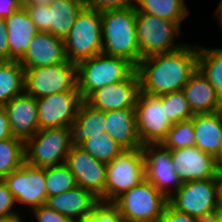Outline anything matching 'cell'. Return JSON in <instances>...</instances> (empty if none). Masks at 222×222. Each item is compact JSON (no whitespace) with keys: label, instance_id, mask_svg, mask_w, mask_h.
Listing matches in <instances>:
<instances>
[{"label":"cell","instance_id":"6da1fadb","mask_svg":"<svg viewBox=\"0 0 222 222\" xmlns=\"http://www.w3.org/2000/svg\"><path fill=\"white\" fill-rule=\"evenodd\" d=\"M198 68V44L186 43L177 50L142 58L136 67L140 91L162 95L183 90Z\"/></svg>","mask_w":222,"mask_h":222},{"label":"cell","instance_id":"7a4b0ae2","mask_svg":"<svg viewBox=\"0 0 222 222\" xmlns=\"http://www.w3.org/2000/svg\"><path fill=\"white\" fill-rule=\"evenodd\" d=\"M136 14L135 6L101 13L102 53L124 58L135 67L142 59L136 34Z\"/></svg>","mask_w":222,"mask_h":222},{"label":"cell","instance_id":"3957f363","mask_svg":"<svg viewBox=\"0 0 222 222\" xmlns=\"http://www.w3.org/2000/svg\"><path fill=\"white\" fill-rule=\"evenodd\" d=\"M135 71L128 60L101 53L77 64L78 90L86 100L98 89L126 80Z\"/></svg>","mask_w":222,"mask_h":222},{"label":"cell","instance_id":"277c9868","mask_svg":"<svg viewBox=\"0 0 222 222\" xmlns=\"http://www.w3.org/2000/svg\"><path fill=\"white\" fill-rule=\"evenodd\" d=\"M101 13L85 6L78 14L68 36L64 39L65 54L69 62L78 64L102 53Z\"/></svg>","mask_w":222,"mask_h":222},{"label":"cell","instance_id":"5b68a950","mask_svg":"<svg viewBox=\"0 0 222 222\" xmlns=\"http://www.w3.org/2000/svg\"><path fill=\"white\" fill-rule=\"evenodd\" d=\"M137 11L136 34L141 58L171 52L184 44L177 41L181 37V24Z\"/></svg>","mask_w":222,"mask_h":222},{"label":"cell","instance_id":"8992f818","mask_svg":"<svg viewBox=\"0 0 222 222\" xmlns=\"http://www.w3.org/2000/svg\"><path fill=\"white\" fill-rule=\"evenodd\" d=\"M112 204L124 222H159L168 198L145 178Z\"/></svg>","mask_w":222,"mask_h":222},{"label":"cell","instance_id":"52a82bcc","mask_svg":"<svg viewBox=\"0 0 222 222\" xmlns=\"http://www.w3.org/2000/svg\"><path fill=\"white\" fill-rule=\"evenodd\" d=\"M70 148V127L39 129L25 142V162L41 168L64 164Z\"/></svg>","mask_w":222,"mask_h":222},{"label":"cell","instance_id":"ba28073f","mask_svg":"<svg viewBox=\"0 0 222 222\" xmlns=\"http://www.w3.org/2000/svg\"><path fill=\"white\" fill-rule=\"evenodd\" d=\"M145 179L142 148L124 150L106 168L104 203H113L119 196Z\"/></svg>","mask_w":222,"mask_h":222},{"label":"cell","instance_id":"9c48e42d","mask_svg":"<svg viewBox=\"0 0 222 222\" xmlns=\"http://www.w3.org/2000/svg\"><path fill=\"white\" fill-rule=\"evenodd\" d=\"M78 90L77 64L69 62L25 69V93L42 98L54 93Z\"/></svg>","mask_w":222,"mask_h":222},{"label":"cell","instance_id":"30bf717a","mask_svg":"<svg viewBox=\"0 0 222 222\" xmlns=\"http://www.w3.org/2000/svg\"><path fill=\"white\" fill-rule=\"evenodd\" d=\"M180 212L202 219L219 213L216 178L183 182L168 199Z\"/></svg>","mask_w":222,"mask_h":222},{"label":"cell","instance_id":"8fae6325","mask_svg":"<svg viewBox=\"0 0 222 222\" xmlns=\"http://www.w3.org/2000/svg\"><path fill=\"white\" fill-rule=\"evenodd\" d=\"M87 5L86 0H54L49 6H22L29 13L38 32H50L65 39L78 14Z\"/></svg>","mask_w":222,"mask_h":222},{"label":"cell","instance_id":"7c38bea8","mask_svg":"<svg viewBox=\"0 0 222 222\" xmlns=\"http://www.w3.org/2000/svg\"><path fill=\"white\" fill-rule=\"evenodd\" d=\"M135 113L137 130L142 146L146 144H161L173 125L166 118L161 95H152L139 91L135 104Z\"/></svg>","mask_w":222,"mask_h":222},{"label":"cell","instance_id":"4fadbf2b","mask_svg":"<svg viewBox=\"0 0 222 222\" xmlns=\"http://www.w3.org/2000/svg\"><path fill=\"white\" fill-rule=\"evenodd\" d=\"M19 206L31 211L47 201L45 168L34 167L26 162L3 178Z\"/></svg>","mask_w":222,"mask_h":222},{"label":"cell","instance_id":"5bb4252c","mask_svg":"<svg viewBox=\"0 0 222 222\" xmlns=\"http://www.w3.org/2000/svg\"><path fill=\"white\" fill-rule=\"evenodd\" d=\"M82 101L79 90L58 92L37 98L40 129L70 127L76 120Z\"/></svg>","mask_w":222,"mask_h":222},{"label":"cell","instance_id":"9a60e30c","mask_svg":"<svg viewBox=\"0 0 222 222\" xmlns=\"http://www.w3.org/2000/svg\"><path fill=\"white\" fill-rule=\"evenodd\" d=\"M65 164L74 175L77 186L104 202L106 163L96 160L80 146H71Z\"/></svg>","mask_w":222,"mask_h":222},{"label":"cell","instance_id":"2e32d148","mask_svg":"<svg viewBox=\"0 0 222 222\" xmlns=\"http://www.w3.org/2000/svg\"><path fill=\"white\" fill-rule=\"evenodd\" d=\"M142 149L145 159V178L169 199L182 186L181 180L175 173L170 150L161 144H146Z\"/></svg>","mask_w":222,"mask_h":222},{"label":"cell","instance_id":"e0dca14e","mask_svg":"<svg viewBox=\"0 0 222 222\" xmlns=\"http://www.w3.org/2000/svg\"><path fill=\"white\" fill-rule=\"evenodd\" d=\"M140 91V79L135 71L128 79L106 85L93 92L85 101L104 112L110 110L135 109Z\"/></svg>","mask_w":222,"mask_h":222},{"label":"cell","instance_id":"ac0fdd59","mask_svg":"<svg viewBox=\"0 0 222 222\" xmlns=\"http://www.w3.org/2000/svg\"><path fill=\"white\" fill-rule=\"evenodd\" d=\"M170 154L175 173L182 183L217 177L214 156L196 146L170 150Z\"/></svg>","mask_w":222,"mask_h":222},{"label":"cell","instance_id":"d6986e66","mask_svg":"<svg viewBox=\"0 0 222 222\" xmlns=\"http://www.w3.org/2000/svg\"><path fill=\"white\" fill-rule=\"evenodd\" d=\"M13 137L26 142L39 129L36 98L25 92L4 105Z\"/></svg>","mask_w":222,"mask_h":222},{"label":"cell","instance_id":"ffe728a7","mask_svg":"<svg viewBox=\"0 0 222 222\" xmlns=\"http://www.w3.org/2000/svg\"><path fill=\"white\" fill-rule=\"evenodd\" d=\"M67 60L64 40L50 32H38L19 60L24 69L51 66Z\"/></svg>","mask_w":222,"mask_h":222},{"label":"cell","instance_id":"44dd1931","mask_svg":"<svg viewBox=\"0 0 222 222\" xmlns=\"http://www.w3.org/2000/svg\"><path fill=\"white\" fill-rule=\"evenodd\" d=\"M99 199L90 191L80 186L58 195L47 197L45 205L69 217L71 220H82L93 211Z\"/></svg>","mask_w":222,"mask_h":222},{"label":"cell","instance_id":"7402d4cb","mask_svg":"<svg viewBox=\"0 0 222 222\" xmlns=\"http://www.w3.org/2000/svg\"><path fill=\"white\" fill-rule=\"evenodd\" d=\"M106 133L124 150L142 148L135 109L110 110L105 112Z\"/></svg>","mask_w":222,"mask_h":222},{"label":"cell","instance_id":"603a6c76","mask_svg":"<svg viewBox=\"0 0 222 222\" xmlns=\"http://www.w3.org/2000/svg\"><path fill=\"white\" fill-rule=\"evenodd\" d=\"M183 92L194 114L222 110V98L198 68L183 87Z\"/></svg>","mask_w":222,"mask_h":222},{"label":"cell","instance_id":"cb8c5ba5","mask_svg":"<svg viewBox=\"0 0 222 222\" xmlns=\"http://www.w3.org/2000/svg\"><path fill=\"white\" fill-rule=\"evenodd\" d=\"M8 33L9 61H19L27 51L32 38L38 33L27 10L21 7L5 19Z\"/></svg>","mask_w":222,"mask_h":222},{"label":"cell","instance_id":"d4e9b609","mask_svg":"<svg viewBox=\"0 0 222 222\" xmlns=\"http://www.w3.org/2000/svg\"><path fill=\"white\" fill-rule=\"evenodd\" d=\"M196 147L212 156L222 144V110L193 116Z\"/></svg>","mask_w":222,"mask_h":222},{"label":"cell","instance_id":"484cf974","mask_svg":"<svg viewBox=\"0 0 222 222\" xmlns=\"http://www.w3.org/2000/svg\"><path fill=\"white\" fill-rule=\"evenodd\" d=\"M105 112L92 107L85 100L79 106L76 120L71 128V146H82L91 135L106 132Z\"/></svg>","mask_w":222,"mask_h":222},{"label":"cell","instance_id":"4316f807","mask_svg":"<svg viewBox=\"0 0 222 222\" xmlns=\"http://www.w3.org/2000/svg\"><path fill=\"white\" fill-rule=\"evenodd\" d=\"M25 92V69L19 61H0V106Z\"/></svg>","mask_w":222,"mask_h":222},{"label":"cell","instance_id":"83f0119b","mask_svg":"<svg viewBox=\"0 0 222 222\" xmlns=\"http://www.w3.org/2000/svg\"><path fill=\"white\" fill-rule=\"evenodd\" d=\"M185 0H137L135 8L139 12L154 15L174 22H184L190 15Z\"/></svg>","mask_w":222,"mask_h":222},{"label":"cell","instance_id":"f1b7e54d","mask_svg":"<svg viewBox=\"0 0 222 222\" xmlns=\"http://www.w3.org/2000/svg\"><path fill=\"white\" fill-rule=\"evenodd\" d=\"M198 69L222 98V47L198 45Z\"/></svg>","mask_w":222,"mask_h":222},{"label":"cell","instance_id":"f546056e","mask_svg":"<svg viewBox=\"0 0 222 222\" xmlns=\"http://www.w3.org/2000/svg\"><path fill=\"white\" fill-rule=\"evenodd\" d=\"M25 163V142L11 137L0 141V179Z\"/></svg>","mask_w":222,"mask_h":222},{"label":"cell","instance_id":"4dcf8cb0","mask_svg":"<svg viewBox=\"0 0 222 222\" xmlns=\"http://www.w3.org/2000/svg\"><path fill=\"white\" fill-rule=\"evenodd\" d=\"M80 147L96 160L106 164L124 151L106 132L102 135H91Z\"/></svg>","mask_w":222,"mask_h":222},{"label":"cell","instance_id":"1f68e13d","mask_svg":"<svg viewBox=\"0 0 222 222\" xmlns=\"http://www.w3.org/2000/svg\"><path fill=\"white\" fill-rule=\"evenodd\" d=\"M193 117L172 125L161 145L169 150L196 146Z\"/></svg>","mask_w":222,"mask_h":222},{"label":"cell","instance_id":"d6a6232c","mask_svg":"<svg viewBox=\"0 0 222 222\" xmlns=\"http://www.w3.org/2000/svg\"><path fill=\"white\" fill-rule=\"evenodd\" d=\"M45 178L47 197L64 193L77 186L74 175L65 163L46 167Z\"/></svg>","mask_w":222,"mask_h":222},{"label":"cell","instance_id":"836d02e7","mask_svg":"<svg viewBox=\"0 0 222 222\" xmlns=\"http://www.w3.org/2000/svg\"><path fill=\"white\" fill-rule=\"evenodd\" d=\"M161 100L162 105L165 107L166 118L172 124L190 119L195 115L190 108L183 90L162 94Z\"/></svg>","mask_w":222,"mask_h":222},{"label":"cell","instance_id":"e575fe53","mask_svg":"<svg viewBox=\"0 0 222 222\" xmlns=\"http://www.w3.org/2000/svg\"><path fill=\"white\" fill-rule=\"evenodd\" d=\"M80 222H124V220L112 203L99 202L92 213Z\"/></svg>","mask_w":222,"mask_h":222},{"label":"cell","instance_id":"d590c367","mask_svg":"<svg viewBox=\"0 0 222 222\" xmlns=\"http://www.w3.org/2000/svg\"><path fill=\"white\" fill-rule=\"evenodd\" d=\"M16 200L3 179H0V219L20 214L16 211ZM15 210H14V209Z\"/></svg>","mask_w":222,"mask_h":222},{"label":"cell","instance_id":"8d00e7d4","mask_svg":"<svg viewBox=\"0 0 222 222\" xmlns=\"http://www.w3.org/2000/svg\"><path fill=\"white\" fill-rule=\"evenodd\" d=\"M137 0H86L87 6L102 13L109 10L134 7Z\"/></svg>","mask_w":222,"mask_h":222},{"label":"cell","instance_id":"74e56055","mask_svg":"<svg viewBox=\"0 0 222 222\" xmlns=\"http://www.w3.org/2000/svg\"><path fill=\"white\" fill-rule=\"evenodd\" d=\"M30 212L31 216L33 214L36 222H69L71 220L45 204L32 209Z\"/></svg>","mask_w":222,"mask_h":222},{"label":"cell","instance_id":"f35d334b","mask_svg":"<svg viewBox=\"0 0 222 222\" xmlns=\"http://www.w3.org/2000/svg\"><path fill=\"white\" fill-rule=\"evenodd\" d=\"M159 222H200V219L180 212L168 203Z\"/></svg>","mask_w":222,"mask_h":222},{"label":"cell","instance_id":"ab89813d","mask_svg":"<svg viewBox=\"0 0 222 222\" xmlns=\"http://www.w3.org/2000/svg\"><path fill=\"white\" fill-rule=\"evenodd\" d=\"M0 61H9L8 33L3 18H0Z\"/></svg>","mask_w":222,"mask_h":222},{"label":"cell","instance_id":"60d3db41","mask_svg":"<svg viewBox=\"0 0 222 222\" xmlns=\"http://www.w3.org/2000/svg\"><path fill=\"white\" fill-rule=\"evenodd\" d=\"M21 7L22 0H0V18H8Z\"/></svg>","mask_w":222,"mask_h":222},{"label":"cell","instance_id":"b9f144b4","mask_svg":"<svg viewBox=\"0 0 222 222\" xmlns=\"http://www.w3.org/2000/svg\"><path fill=\"white\" fill-rule=\"evenodd\" d=\"M13 137L4 106H0V141Z\"/></svg>","mask_w":222,"mask_h":222},{"label":"cell","instance_id":"7bdbcfd3","mask_svg":"<svg viewBox=\"0 0 222 222\" xmlns=\"http://www.w3.org/2000/svg\"><path fill=\"white\" fill-rule=\"evenodd\" d=\"M216 185H217L218 211L219 213H222V170H219L217 172Z\"/></svg>","mask_w":222,"mask_h":222},{"label":"cell","instance_id":"ee69618b","mask_svg":"<svg viewBox=\"0 0 222 222\" xmlns=\"http://www.w3.org/2000/svg\"><path fill=\"white\" fill-rule=\"evenodd\" d=\"M54 0H22V6L46 5L49 6Z\"/></svg>","mask_w":222,"mask_h":222},{"label":"cell","instance_id":"f6af8a7d","mask_svg":"<svg viewBox=\"0 0 222 222\" xmlns=\"http://www.w3.org/2000/svg\"><path fill=\"white\" fill-rule=\"evenodd\" d=\"M214 162L216 165L217 170H222V144L219 147L218 152L214 156Z\"/></svg>","mask_w":222,"mask_h":222},{"label":"cell","instance_id":"bcb514c9","mask_svg":"<svg viewBox=\"0 0 222 222\" xmlns=\"http://www.w3.org/2000/svg\"><path fill=\"white\" fill-rule=\"evenodd\" d=\"M200 222H222V213H216L211 216L200 219Z\"/></svg>","mask_w":222,"mask_h":222},{"label":"cell","instance_id":"7dc6e473","mask_svg":"<svg viewBox=\"0 0 222 222\" xmlns=\"http://www.w3.org/2000/svg\"><path fill=\"white\" fill-rule=\"evenodd\" d=\"M214 15L217 16L218 23L221 24L222 27V0H219V4L217 5L216 9H214Z\"/></svg>","mask_w":222,"mask_h":222},{"label":"cell","instance_id":"c3c4849f","mask_svg":"<svg viewBox=\"0 0 222 222\" xmlns=\"http://www.w3.org/2000/svg\"><path fill=\"white\" fill-rule=\"evenodd\" d=\"M23 218L24 216L22 217V214H18L12 217L0 219V222H24Z\"/></svg>","mask_w":222,"mask_h":222},{"label":"cell","instance_id":"681fc988","mask_svg":"<svg viewBox=\"0 0 222 222\" xmlns=\"http://www.w3.org/2000/svg\"><path fill=\"white\" fill-rule=\"evenodd\" d=\"M69 222H80V220H70Z\"/></svg>","mask_w":222,"mask_h":222}]
</instances>
